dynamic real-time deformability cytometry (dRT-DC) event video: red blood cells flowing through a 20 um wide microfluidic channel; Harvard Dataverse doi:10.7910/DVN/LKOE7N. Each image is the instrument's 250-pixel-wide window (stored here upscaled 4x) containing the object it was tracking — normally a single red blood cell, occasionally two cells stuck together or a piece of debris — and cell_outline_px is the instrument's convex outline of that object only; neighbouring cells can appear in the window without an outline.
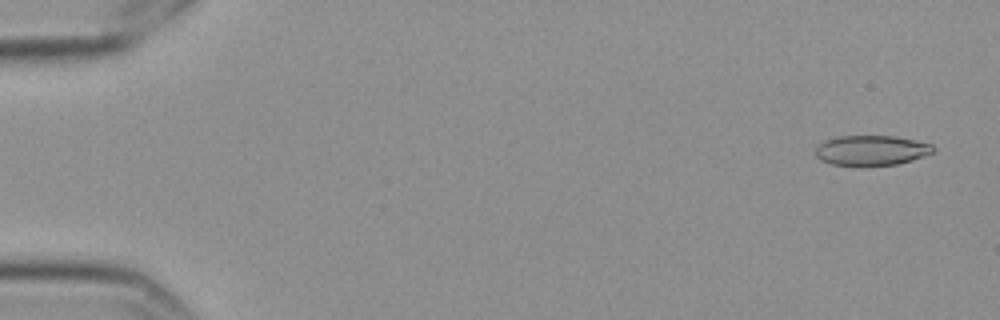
{"species": "Egyptian fruit bat (a non-hibernating species)", "species_latin": "Rousettus aegyptiacus", "temperature_condition": "cold", "stored_images_in_passage": 6, "camera_frame_rate_fps": 3000, "um_per_image_px": 0.085, "frame": {"image": 1, "passage_image": 1, "time_ms": 0.0, "image_size_px": [1000, 320], "cell_outline_px": [[936, 152], [912, 160], [896, 164], [832, 164], [820, 160], [816, 156], [816, 148], [824, 140], [836, 136], [896, 136], [932, 144], [936, 148]], "centroid_in_image_um": [74.1, 12.75], "position_along_channel_um": 10.9, "area_um2": 20.35}}
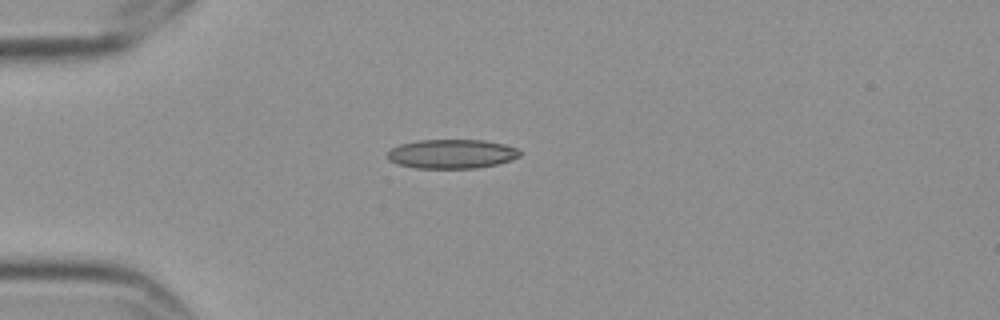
{"frame": {"image": 2, "passage_image": 5, "time_ms": 1.333, "image_size_px": [1000, 320], "cell_outline_px": [[520, 156], [496, 164], [476, 168], [416, 168], [396, 164], [388, 160], [388, 152], [392, 148], [400, 144], [420, 140], [484, 140], [504, 144], [516, 148], [520, 152]], "centroid_in_image_um": [38.36, 13.08], "position_along_channel_um": 46.6, "area_um2": 22.37}}